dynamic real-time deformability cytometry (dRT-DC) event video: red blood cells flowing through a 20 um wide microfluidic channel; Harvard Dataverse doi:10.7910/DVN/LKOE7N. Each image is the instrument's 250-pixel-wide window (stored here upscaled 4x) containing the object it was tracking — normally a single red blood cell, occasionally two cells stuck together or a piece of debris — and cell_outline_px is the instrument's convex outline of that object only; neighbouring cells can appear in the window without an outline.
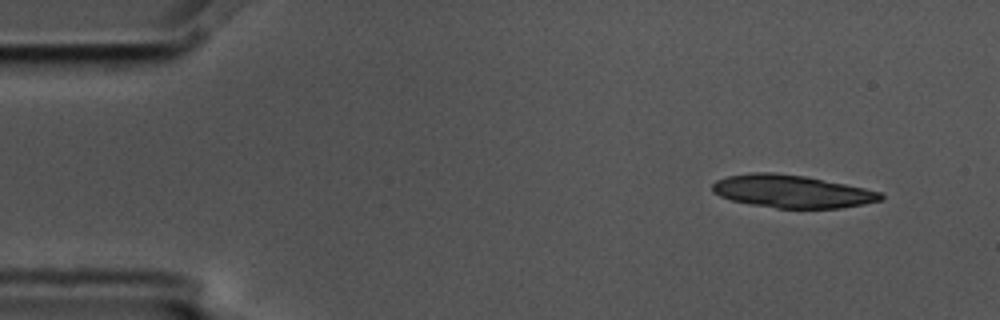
{"species": "common noctule bat (a hibernating species)", "species_latin": "Nyctalus noctula", "temperature_condition": "cold", "stored_images_in_passage": 5, "camera_frame_rate_fps": 3000, "um_per_image_px": 0.085, "animal": {"sex": "male", "body_mass_g": 17.5, "forearm_length_mm": 52.3}, "frame": {"image": 1, "passage_image": 1, "time_ms": 0.0, "image_size_px": [1000, 320], "cell_outline_px": [[884, 200], [864, 204], [840, 208], [776, 208], [752, 204], [732, 200], [720, 196], [712, 192], [712, 184], [716, 180], [728, 176], [752, 172], [776, 172], [804, 176], [864, 188], [880, 192], [884, 196]], "centroid_in_image_um": [67.3, 16.27], "position_along_channel_um": 17.7, "area_um2": 32.02}}